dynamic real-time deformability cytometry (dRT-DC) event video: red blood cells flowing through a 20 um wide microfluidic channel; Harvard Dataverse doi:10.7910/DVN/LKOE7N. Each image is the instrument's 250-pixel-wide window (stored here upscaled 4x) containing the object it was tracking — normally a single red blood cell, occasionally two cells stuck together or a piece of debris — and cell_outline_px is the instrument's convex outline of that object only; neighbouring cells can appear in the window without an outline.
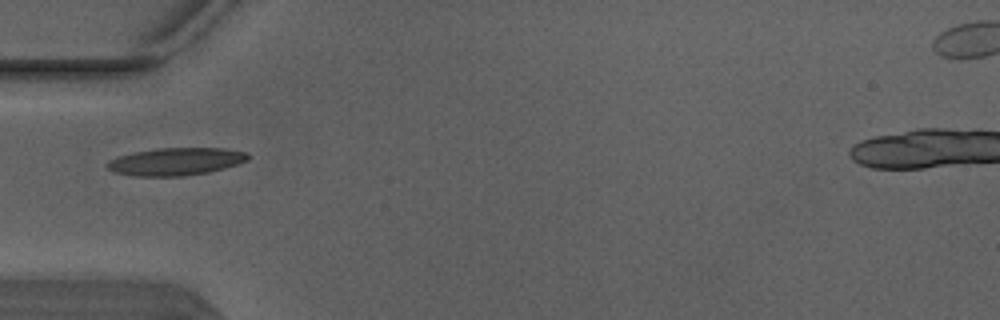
{"species": "Egyptian fruit bat (a non-hibernating species)", "species_latin": "Rousettus aegyptiacus", "temperature_condition": "warm", "stored_images_in_passage": 5, "camera_frame_rate_fps": 3000, "um_per_image_px": 0.085, "animal": {"sex": "male"}, "frame": {"image": 1, "passage_image": 5, "time_ms": 1.333, "image_size_px": [1000, 320], "cell_outline_px": [[248, 160], [224, 168], [208, 172], [184, 176], [132, 176], [116, 172], [108, 168], [104, 164], [108, 160], [120, 156], [136, 152], [156, 148], [224, 148], [248, 152]], "centroid_in_image_um": [14.94, 13.73], "position_along_channel_um": 70.1, "area_um2": 22.54}}